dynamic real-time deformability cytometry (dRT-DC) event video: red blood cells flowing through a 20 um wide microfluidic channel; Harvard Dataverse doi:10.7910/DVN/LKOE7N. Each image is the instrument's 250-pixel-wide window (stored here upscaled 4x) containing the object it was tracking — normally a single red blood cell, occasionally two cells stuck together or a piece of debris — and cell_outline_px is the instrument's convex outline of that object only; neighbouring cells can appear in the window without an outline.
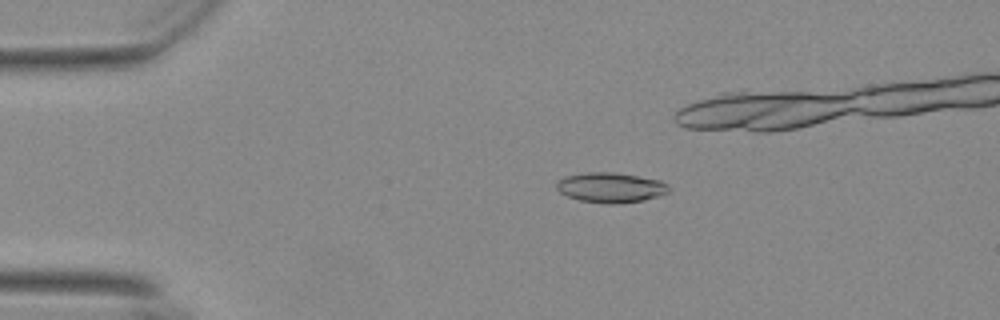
{"species": "Egyptian fruit bat (a non-hibernating species)", "species_latin": "Rousettus aegyptiacus", "temperature_condition": "warm", "stored_images_in_passage": 44, "camera_frame_rate_fps": 3000, "um_per_image_px": 0.085, "animal": {"sex": "female"}, "frame": {"image": 1, "passage_image": 11, "time_ms": 3.333, "image_size_px": [1000, 320], "cell_outline_px": [[668, 192], [644, 200], [620, 204], [604, 204], [580, 200], [568, 196], [560, 192], [556, 188], [556, 184], [564, 176], [584, 172], [612, 172], [660, 180], [668, 184]], "centroid_in_image_um": [51.88, 15.94], "position_along_channel_um": 33.1, "area_um2": 19.59}}
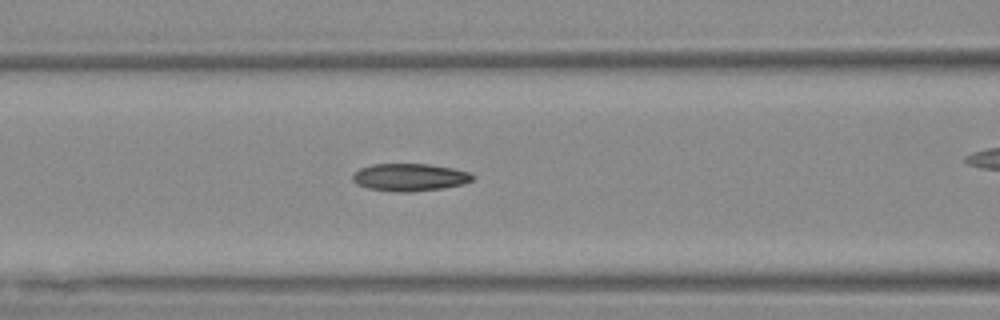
{"frame": {"image": 2, "passage_image": 23, "time_ms": 7.333, "image_size_px": [1000, 320], "cell_outline_px": [[472, 180], [464, 184], [444, 188], [408, 192], [396, 192], [368, 188], [356, 184], [352, 180], [352, 176], [360, 168], [372, 164], [428, 164], [452, 168], [468, 172], [472, 176]], "centroid_in_image_um": [34.8, 15.07], "position_along_channel_um": 131.8, "area_um2": 19.13}}
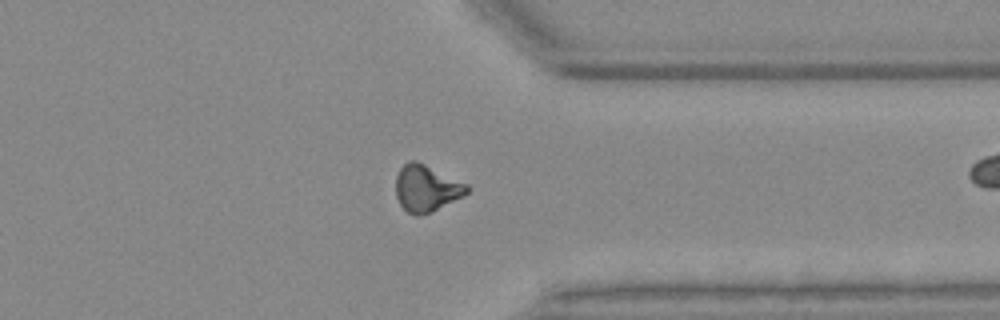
{"frame": {"image": 3, "passage_image": 43, "time_ms": 14.0, "image_size_px": [1000, 320], "cell_outline_px": [[468, 192], [464, 196], [432, 212], [420, 216], [416, 216], [408, 212], [400, 204], [396, 196], [396, 176], [400, 168], [408, 160], [416, 160], [468, 184]], "centroid_in_image_um": [36.24, 16.01], "position_along_channel_um": 375.2, "area_um2": 19.42}}